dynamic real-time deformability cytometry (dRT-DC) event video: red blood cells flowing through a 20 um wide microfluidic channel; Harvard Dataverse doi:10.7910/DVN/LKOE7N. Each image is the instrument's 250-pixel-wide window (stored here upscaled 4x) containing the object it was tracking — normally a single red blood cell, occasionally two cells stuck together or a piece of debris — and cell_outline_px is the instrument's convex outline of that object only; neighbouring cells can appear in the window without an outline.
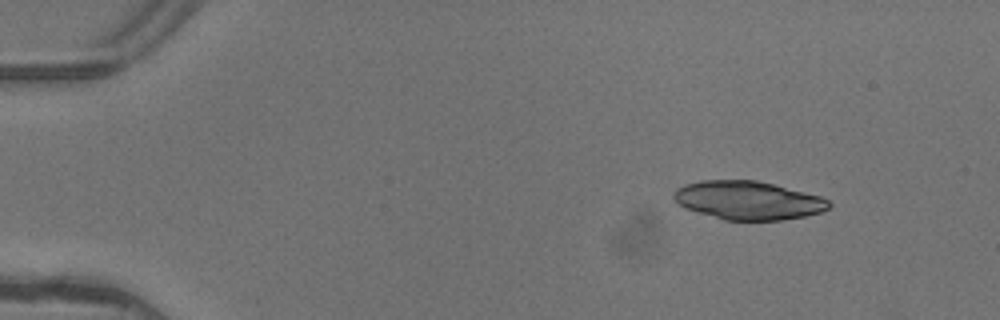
{"species": "common noctule bat (a hibernating species)", "species_latin": "Nyctalus noctula", "temperature_condition": "warm", "stored_images_in_passage": 5, "camera_frame_rate_fps": 3000, "um_per_image_px": 0.085, "animal": {"sex": "female"}, "frame": {"image": 1, "passage_image": 1, "time_ms": 0.0, "image_size_px": [1000, 320], "cell_outline_px": [[832, 204], [828, 208], [820, 212], [804, 216], [784, 220], [724, 220], [684, 208], [672, 196], [672, 192], [676, 188], [684, 184], [700, 180], [756, 180], [820, 196], [828, 200]], "centroid_in_image_um": [63.55, 17.03], "position_along_channel_um": 21.5, "area_um2": 34.74}}